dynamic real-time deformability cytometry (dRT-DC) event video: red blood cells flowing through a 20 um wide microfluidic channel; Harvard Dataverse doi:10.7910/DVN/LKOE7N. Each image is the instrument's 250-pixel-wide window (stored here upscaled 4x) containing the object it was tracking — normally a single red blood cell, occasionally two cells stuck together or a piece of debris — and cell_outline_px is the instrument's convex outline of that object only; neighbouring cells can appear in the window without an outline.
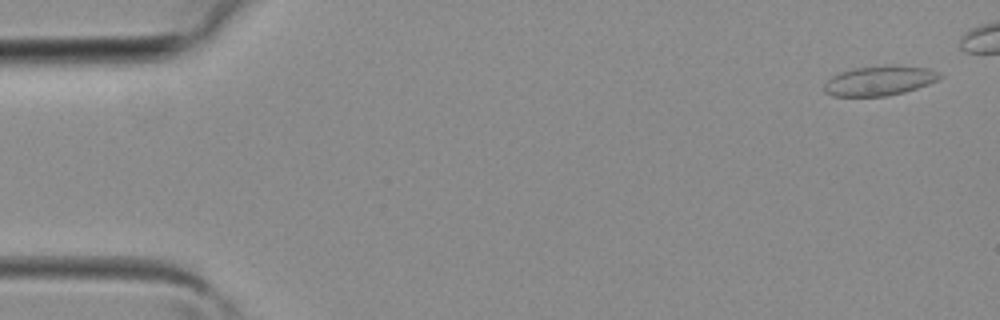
{"species": "common noctule bat (a hibernating species)", "species_latin": "Nyctalus noctula", "temperature_condition": "room temperature", "stored_images_in_passage": 33, "camera_frame_rate_fps": 3000, "um_per_image_px": 0.085, "animal": {"sex": "female", "body_mass_g": 19.3, "forearm_length_mm": 54.1}, "frame": {"image": 1, "passage_image": 1, "time_ms": 0.0, "image_size_px": [1000, 320], "cell_outline_px": [[944, 76], [940, 80], [904, 92], [888, 96], [832, 96], [824, 92], [824, 84], [832, 76], [840, 72], [856, 68], [896, 64], [928, 68]], "centroid_in_image_um": [74.78, 6.85], "position_along_channel_um": 10.2, "area_um2": 20.11}}
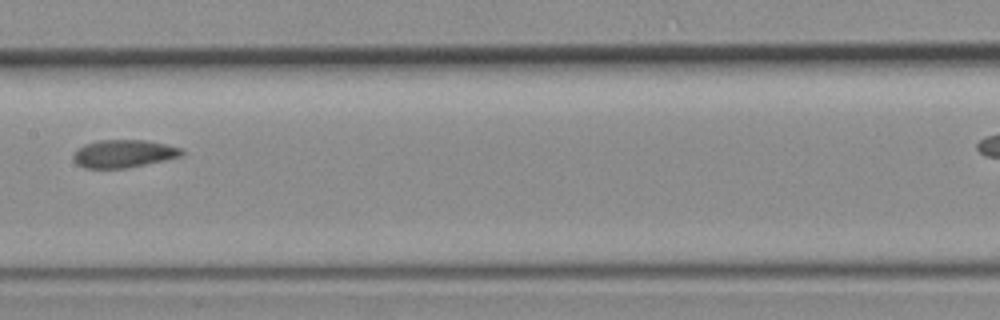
{"frame": {"image": 2, "passage_image": 19, "time_ms": 6.0, "image_size_px": [1000, 320], "cell_outline_px": [[184, 156], [128, 168], [84, 168], [76, 164], [72, 156], [84, 144], [100, 140], [144, 140], [184, 148]], "centroid_in_image_um": [10.55, 13.07], "position_along_channel_um": 196.8, "area_um2": 17.63}}
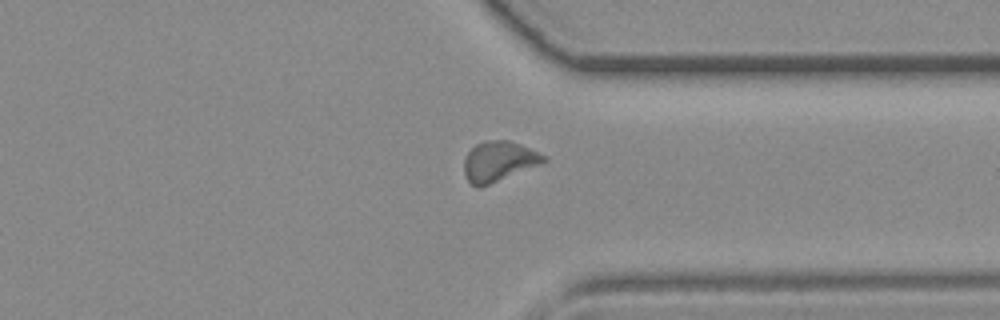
{"frame": {"image": 3, "passage_image": 29, "time_ms": 9.333, "image_size_px": [1000, 320], "cell_outline_px": [[548, 160], [540, 164], [480, 188], [476, 188], [468, 180], [464, 172], [464, 160], [468, 152], [476, 144], [484, 140], [508, 140], [520, 144], [548, 156]], "centroid_in_image_um": [42.4, 13.71], "position_along_channel_um": 369.0, "area_um2": 18.61}}